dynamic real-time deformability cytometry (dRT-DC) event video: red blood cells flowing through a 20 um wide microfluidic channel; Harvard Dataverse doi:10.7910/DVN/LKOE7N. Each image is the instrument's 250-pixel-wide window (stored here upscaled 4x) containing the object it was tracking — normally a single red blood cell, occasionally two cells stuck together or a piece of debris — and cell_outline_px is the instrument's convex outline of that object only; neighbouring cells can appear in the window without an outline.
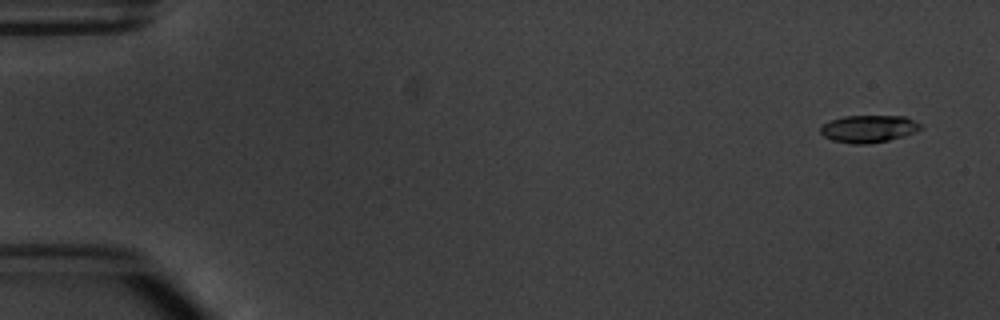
{"species": "common noctule bat (a hibernating species)", "species_latin": "Nyctalus noctula", "temperature_condition": "warm", "stored_images_in_passage": 4, "camera_frame_rate_fps": 3000, "um_per_image_px": 0.085, "animal": {"sex": "male", "body_mass_g": 20.1, "forearm_length_mm": 53.5}, "frame": {"image": 1, "passage_image": 1, "time_ms": 0.0, "image_size_px": [1000, 320], "cell_outline_px": [[920, 128], [916, 132], [904, 136], [888, 140], [868, 144], [852, 144], [832, 140], [824, 136], [820, 132], [820, 128], [824, 124], [832, 120], [844, 116], [904, 116], [920, 124]], "centroid_in_image_um": [73.82, 10.95], "position_along_channel_um": 11.2, "area_um2": 15.78}}